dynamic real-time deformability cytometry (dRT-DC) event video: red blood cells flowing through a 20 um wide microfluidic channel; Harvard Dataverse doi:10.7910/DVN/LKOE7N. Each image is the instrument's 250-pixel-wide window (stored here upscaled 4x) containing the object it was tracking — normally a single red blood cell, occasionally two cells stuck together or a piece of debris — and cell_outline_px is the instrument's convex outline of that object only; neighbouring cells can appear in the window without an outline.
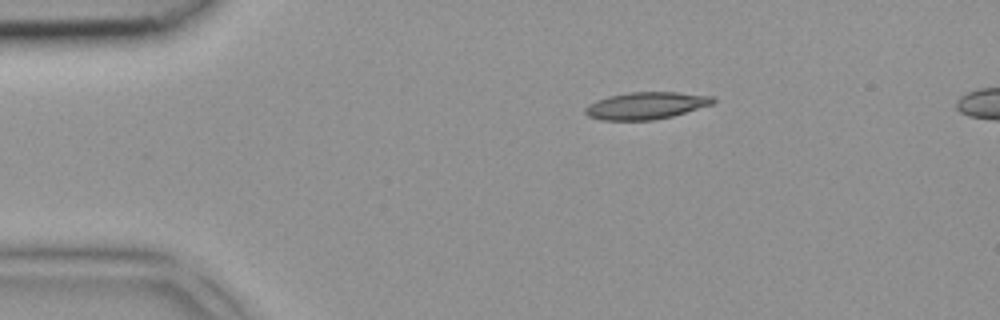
{"species": "common noctule bat (a hibernating species)", "species_latin": "Nyctalus noctula", "temperature_condition": "room temperature", "stored_images_in_passage": 3, "segment_of_instrument_passage": [1, 2], "camera_frame_rate_fps": 3000, "um_per_image_px": 0.085, "animal": {"sex": "female", "body_mass_g": 18.4}, "frame": {"image": 1, "passage_image": 1, "time_ms": 0.0, "image_size_px": [1000, 320], "cell_outline_px": [[716, 100], [712, 104], [672, 116], [652, 120], [600, 120], [588, 116], [584, 112], [584, 108], [588, 104], [596, 100], [608, 96], [628, 92], [676, 92], [712, 96]], "centroid_in_image_um": [54.86, 8.97], "position_along_channel_um": 30.1, "area_um2": 20.17}}